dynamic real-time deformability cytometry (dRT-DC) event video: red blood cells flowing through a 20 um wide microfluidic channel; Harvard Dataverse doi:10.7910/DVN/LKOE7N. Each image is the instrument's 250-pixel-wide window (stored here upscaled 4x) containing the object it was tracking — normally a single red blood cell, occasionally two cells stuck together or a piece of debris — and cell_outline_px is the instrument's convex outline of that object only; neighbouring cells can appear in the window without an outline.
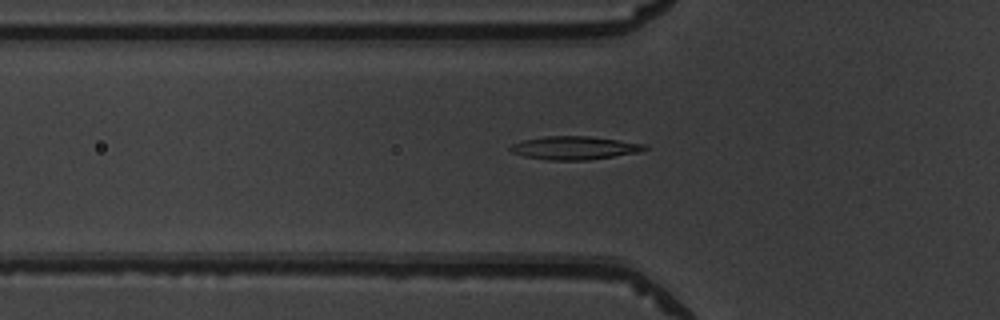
{"species": "common noctule bat (a hibernating species)", "species_latin": "Nyctalus noctula", "temperature_condition": "warm", "stored_images_in_passage": 51, "camera_frame_rate_fps": 3000, "um_per_image_px": 0.085, "animal": {"sex": "male", "body_mass_g": 19.5, "forearm_length_mm": 54.6}, "frame": {"image": 1, "passage_image": 17, "time_ms": 5.333, "image_size_px": [1000, 320], "cell_outline_px": [[648, 148], [636, 152], [588, 160], [548, 160], [524, 156], [512, 152], [508, 148], [512, 144], [524, 140], [544, 136], [588, 136], [648, 144]], "centroid_in_image_um": [48.81, 12.56], "position_along_channel_um": 77.0, "area_um2": 18.03}}
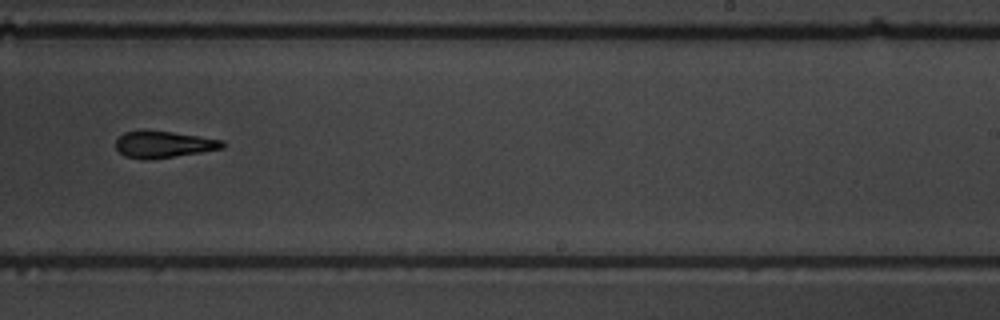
{"frame": {"image": 2, "passage_image": 32, "time_ms": 10.333, "image_size_px": [1000, 320], "cell_outline_px": [[224, 148], [200, 152], [148, 160], [140, 160], [124, 156], [116, 148], [116, 140], [124, 132], [144, 128], [172, 132], [224, 140]], "centroid_in_image_um": [13.85, 12.25], "position_along_channel_um": 275.2, "area_um2": 16.88}}
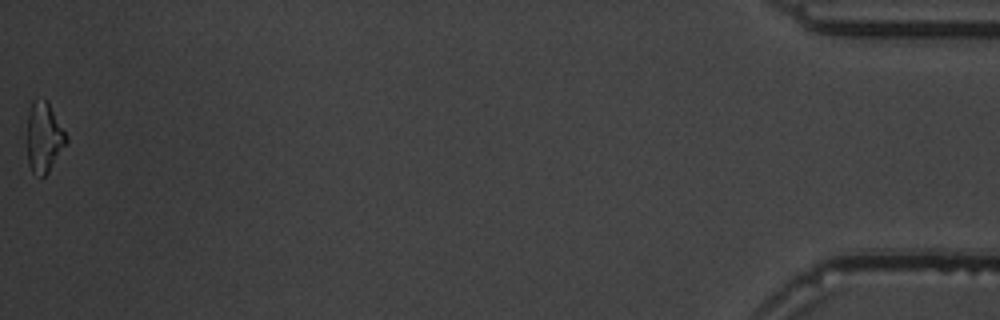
{"frame": {"image": 3, "passage_image": 51, "time_ms": 16.667, "image_size_px": [1000, 320], "cell_outline_px": [[68, 140], [48, 172], [44, 176], [40, 176], [32, 172], [28, 164], [28, 112], [32, 100], [48, 100], [68, 136]], "centroid_in_image_um": [3.75, 11.65], "position_along_channel_um": 431.5, "area_um2": 15.9}, "authors_computed_cell_mechanics": {"area_um2": 17.1666, "velocity_mm_per_s": 3.9625, "shape_relaxation_time_tau1_ms": 5.1442, "shape_relaxation_time_tau2_ms": 5.0959, "deformation_change_tau1": 0.1607, "deformation_change_tau2": 0.1419}}